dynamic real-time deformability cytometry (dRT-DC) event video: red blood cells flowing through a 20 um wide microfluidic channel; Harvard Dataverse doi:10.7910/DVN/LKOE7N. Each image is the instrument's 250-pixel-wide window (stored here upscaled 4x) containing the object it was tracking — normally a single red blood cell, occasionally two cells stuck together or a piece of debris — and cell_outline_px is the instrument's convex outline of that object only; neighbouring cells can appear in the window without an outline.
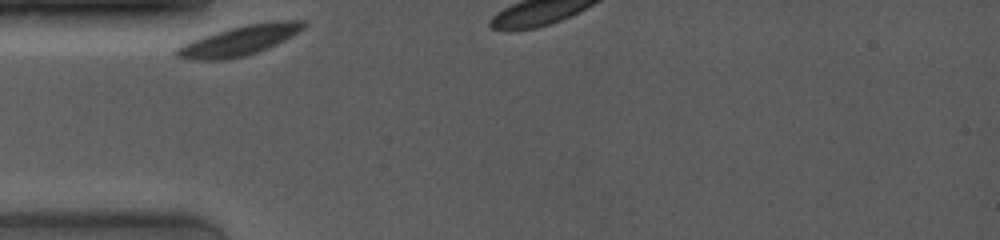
{"species": "common noctule bat (a hibernating species)", "species_latin": "Nyctalus noctula", "temperature_condition": "room temperature", "stored_images_in_passage": 4, "camera_frame_rate_fps": 4000, "um_per_image_px": 0.085, "animal": {"sex": "female", "body_mass_g": 19.0, "forearm_length_mm": 53.3}, "frame": {"image": 1, "passage_image": 1, "time_ms": 0.0, "image_size_px": [1000, 240], "cell_outline_px": [[308, 24], [304, 28], [292, 36], [268, 48], [244, 56], [228, 60], [188, 60], [176, 56], [176, 48], [192, 40], [228, 28], [244, 24], [268, 20], [308, 20]], "centroid_in_image_um": [20.4, 3.42], "position_along_channel_um": 64.6, "area_um2": 22.37}}